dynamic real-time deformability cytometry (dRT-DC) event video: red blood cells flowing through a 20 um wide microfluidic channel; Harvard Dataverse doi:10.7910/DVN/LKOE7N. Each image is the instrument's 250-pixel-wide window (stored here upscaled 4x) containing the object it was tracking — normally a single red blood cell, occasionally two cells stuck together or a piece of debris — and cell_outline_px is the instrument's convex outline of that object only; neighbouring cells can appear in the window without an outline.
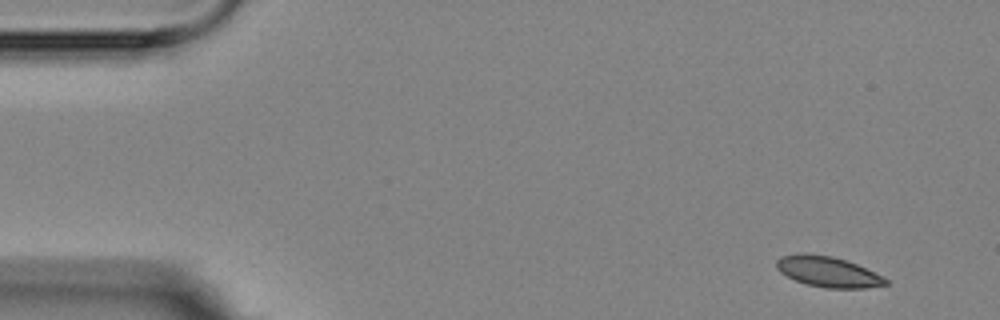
{"species": "Egyptian fruit bat (a non-hibernating species)", "species_latin": "Rousettus aegyptiacus", "temperature_condition": "room temperature", "stored_images_in_passage": 4, "camera_frame_rate_fps": 3000, "um_per_image_px": 0.085, "animal": {"sex": "female"}, "frame": {"image": 1, "passage_image": 1, "time_ms": 0.0, "image_size_px": [1000, 320], "cell_outline_px": [[888, 284], [864, 288], [824, 288], [808, 284], [796, 280], [780, 272], [776, 268], [776, 260], [780, 256], [804, 252], [832, 256], [856, 264], [888, 280]], "centroid_in_image_um": [70.31, 23.08], "position_along_channel_um": 14.7, "area_um2": 19.19}}
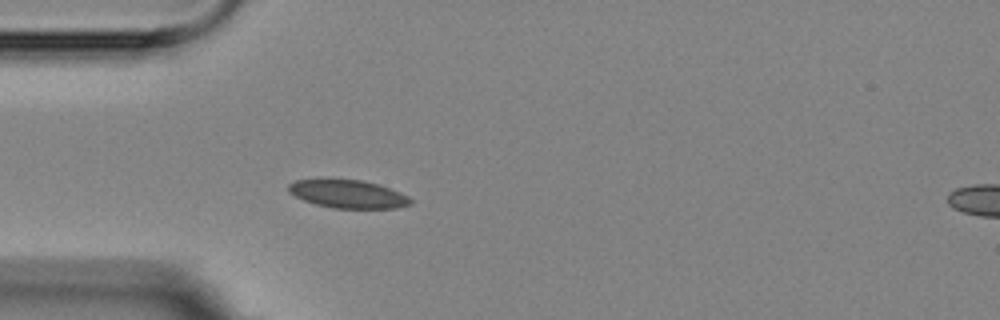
{"frame": {"image": 2, "passage_image": 4, "time_ms": 4.0, "image_size_px": [1000, 320], "cell_outline_px": [[412, 204], [396, 208], [332, 208], [316, 204], [304, 200], [288, 192], [288, 184], [296, 180], [360, 180], [376, 184], [400, 192], [408, 196], [412, 200]], "centroid_in_image_um": [29.59, 16.51], "position_along_channel_um": 55.4, "area_um2": 19.65}}